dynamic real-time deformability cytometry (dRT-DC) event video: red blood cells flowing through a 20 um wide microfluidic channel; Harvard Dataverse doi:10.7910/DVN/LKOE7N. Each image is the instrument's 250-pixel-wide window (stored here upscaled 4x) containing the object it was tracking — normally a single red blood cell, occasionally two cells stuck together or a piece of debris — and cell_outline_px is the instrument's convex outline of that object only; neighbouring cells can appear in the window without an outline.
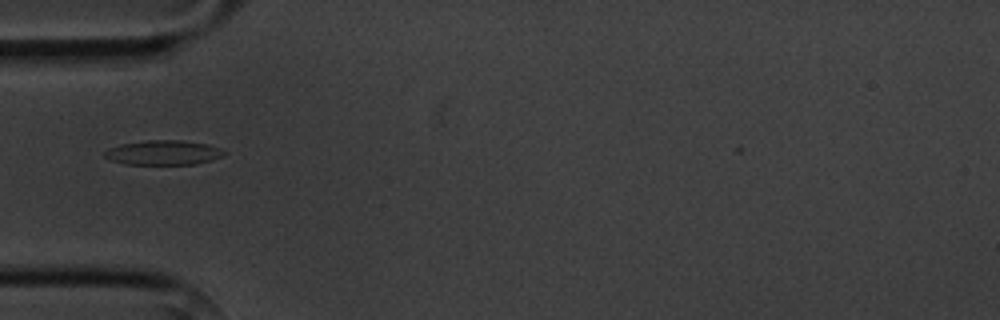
{"species": "common noctule bat (a hibernating species)", "species_latin": "Nyctalus noctula", "temperature_condition": "cold", "stored_images_in_passage": 6, "camera_frame_rate_fps": 3000, "um_per_image_px": 0.085, "animal": {"sex": "male", "body_mass_g": 20.1, "forearm_length_mm": 53.5}, "frame": {"image": 1, "passage_image": 4, "time_ms": 3.667, "image_size_px": [1000, 320], "cell_outline_px": [[228, 152], [224, 156], [212, 160], [196, 164], [124, 164], [108, 160], [104, 156], [104, 152], [108, 148], [120, 144], [148, 140], [180, 140], [208, 144], [220, 148]], "centroid_in_image_um": [13.89, 12.97], "position_along_channel_um": 71.1, "area_um2": 17.34}}
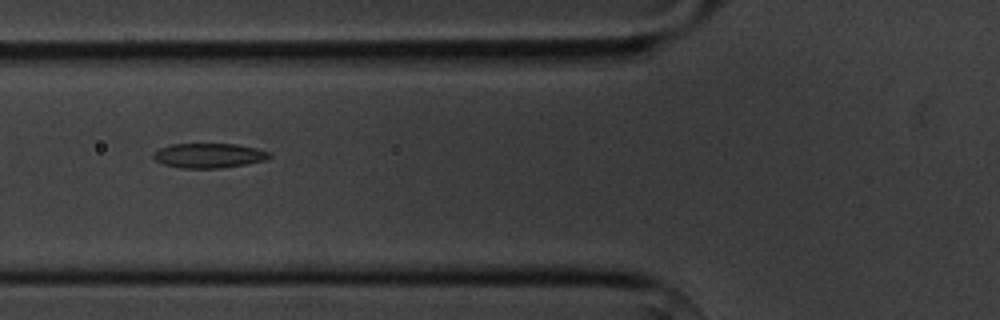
{"frame": {"image": 2, "passage_image": 5, "time_ms": 4.667, "image_size_px": [1000, 320], "cell_outline_px": [[272, 156], [264, 160], [244, 164], [220, 168], [180, 168], [164, 164], [156, 160], [152, 156], [152, 152], [160, 148], [172, 144], [236, 144], [256, 148], [268, 152]], "centroid_in_image_um": [17.71, 13.22], "position_along_channel_um": 108.1, "area_um2": 16.53}}
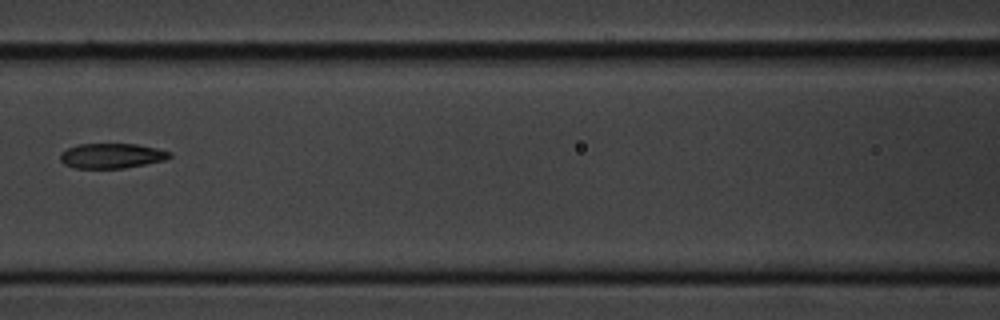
{"frame": {"image": 3, "passage_image": 6, "time_ms": 6.0, "image_size_px": [1000, 320], "cell_outline_px": [[172, 156], [164, 160], [124, 168], [76, 168], [64, 164], [60, 160], [60, 152], [76, 144], [136, 144], [156, 148], [172, 152]], "centroid_in_image_um": [9.47, 13.24], "position_along_channel_um": 157.1, "area_um2": 15.9}}